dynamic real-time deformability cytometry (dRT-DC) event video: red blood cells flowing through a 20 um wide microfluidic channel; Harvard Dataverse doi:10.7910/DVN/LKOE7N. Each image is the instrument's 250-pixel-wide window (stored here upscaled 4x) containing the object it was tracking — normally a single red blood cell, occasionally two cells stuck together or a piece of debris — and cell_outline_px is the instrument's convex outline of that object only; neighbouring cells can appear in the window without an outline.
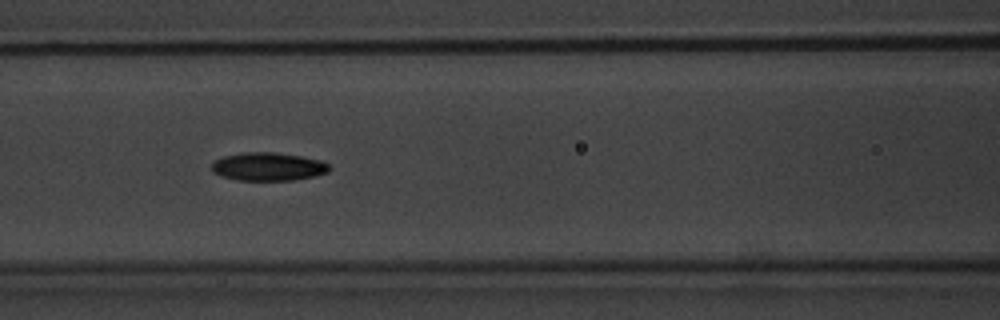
{"species": "common noctule bat (a hibernating species)", "species_latin": "Nyctalus noctula", "temperature_condition": "warm", "stored_images_in_passage": 11, "camera_frame_rate_fps": 3000, "um_per_image_px": 0.085, "animal": {"sex": "male", "body_mass_g": 20.1, "forearm_length_mm": 53.5}, "frame": {"image": 1, "passage_image": 8, "time_ms": 9.0, "image_size_px": [1000, 320], "cell_outline_px": [[332, 168], [328, 172], [312, 176], [292, 180], [236, 180], [220, 176], [212, 172], [212, 160], [224, 156], [244, 152], [272, 152], [300, 156], [320, 160], [328, 164]], "centroid_in_image_um": [22.75, 14.16], "position_along_channel_um": 143.9, "area_um2": 19.36}}
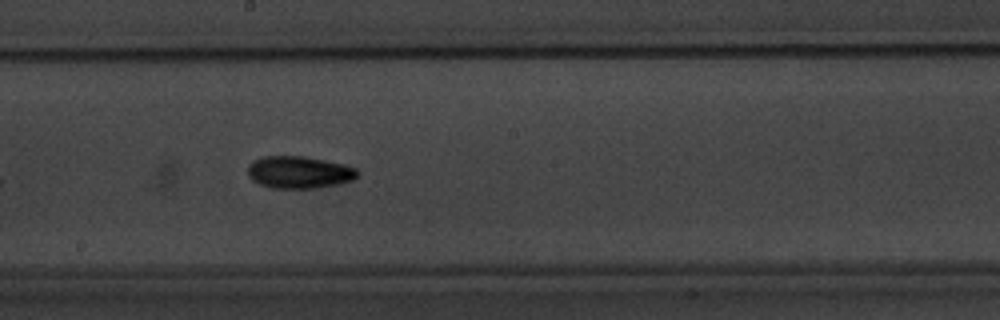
{"frame": {"image": 2, "passage_image": 10, "time_ms": 11.333, "image_size_px": [1000, 320], "cell_outline_px": [[360, 172], [352, 180], [336, 184], [316, 188], [268, 188], [252, 180], [248, 176], [248, 164], [252, 160], [264, 156], [304, 156], [344, 164], [356, 168]], "centroid_in_image_um": [25.39, 14.64], "position_along_channel_um": 222.8, "area_um2": 20.69}}